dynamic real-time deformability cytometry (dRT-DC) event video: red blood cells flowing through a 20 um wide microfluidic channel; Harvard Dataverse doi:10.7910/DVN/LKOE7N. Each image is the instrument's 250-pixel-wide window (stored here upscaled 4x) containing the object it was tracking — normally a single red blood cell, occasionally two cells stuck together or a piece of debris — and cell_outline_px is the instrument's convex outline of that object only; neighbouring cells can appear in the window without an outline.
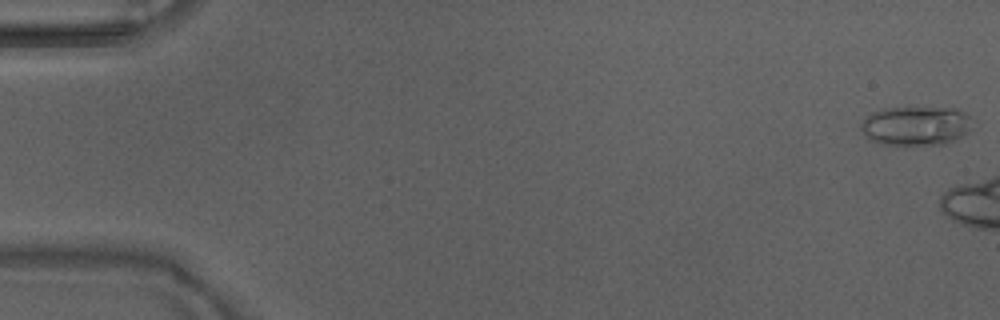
{"species": "Egyptian fruit bat (a non-hibernating species)", "species_latin": "Rousettus aegyptiacus", "temperature_condition": "warm", "stored_images_in_passage": 7, "camera_frame_rate_fps": 3000, "um_per_image_px": 0.085, "animal": {"sex": "male"}, "frame": {"image": 1, "passage_image": 1, "time_ms": 0.0, "image_size_px": [1000, 320], "cell_outline_px": [[968, 128], [956, 140], [944, 144], [884, 144], [868, 140], [860, 128], [860, 124], [872, 112], [884, 108], [960, 108], [968, 116]], "centroid_in_image_um": [77.78, 10.68], "position_along_channel_um": 7.2, "area_um2": 24.97}}